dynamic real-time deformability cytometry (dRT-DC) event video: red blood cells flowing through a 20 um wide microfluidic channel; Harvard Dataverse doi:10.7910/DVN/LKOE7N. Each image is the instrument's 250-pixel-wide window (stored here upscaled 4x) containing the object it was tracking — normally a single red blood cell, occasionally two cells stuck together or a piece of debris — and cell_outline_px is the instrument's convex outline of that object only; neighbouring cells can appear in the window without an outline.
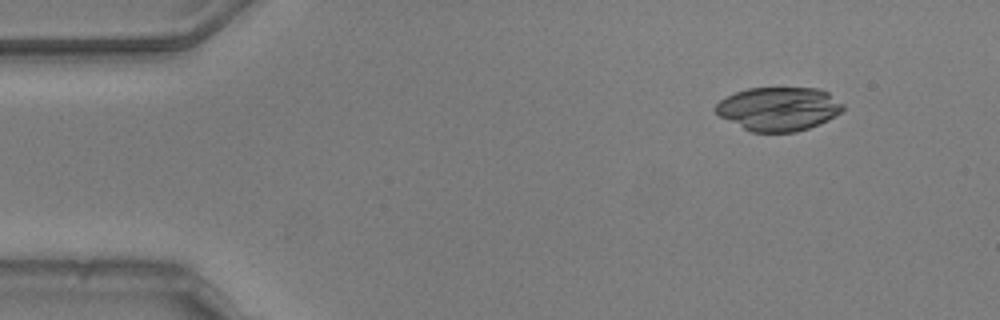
{"species": "common noctule bat (a hibernating species)", "species_latin": "Nyctalus noctula", "temperature_condition": "warm", "stored_images_in_passage": 53, "camera_frame_rate_fps": 3000, "um_per_image_px": 0.085, "animal": {"sex": "male", "body_mass_g": 20.5, "forearm_length_mm": 52.5}, "frame": {"image": 1, "passage_image": 6, "time_ms": 1.667, "image_size_px": [1000, 320], "cell_outline_px": [[844, 108], [840, 112], [828, 120], [808, 128], [796, 132], [752, 132], [720, 116], [712, 108], [720, 100], [736, 92], [748, 88], [820, 88], [828, 92], [844, 104]], "centroid_in_image_um": [66.2, 9.24], "position_along_channel_um": 18.8, "area_um2": 32.31}}
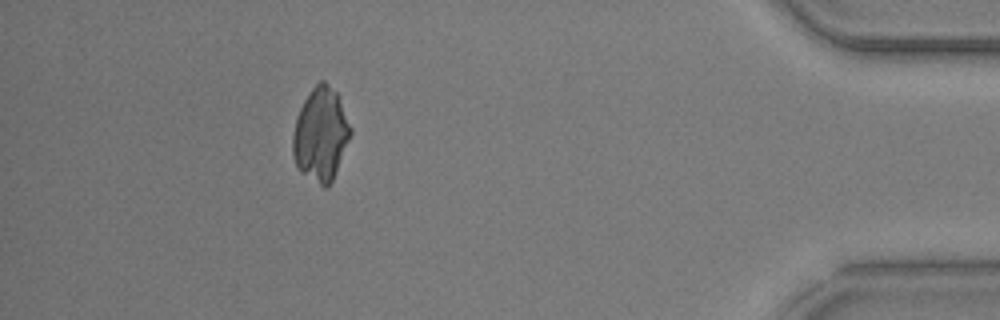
{"frame": {"image": 2, "passage_image": 48, "time_ms": 15.667, "image_size_px": [1000, 320], "cell_outline_px": [[352, 132], [336, 172], [328, 188], [324, 188], [300, 172], [296, 168], [292, 156], [292, 136], [296, 116], [304, 100], [312, 88], [320, 80], [324, 80], [336, 92], [352, 128]], "centroid_in_image_um": [27.24, 11.45], "position_along_channel_um": 408.0, "area_um2": 31.56}}